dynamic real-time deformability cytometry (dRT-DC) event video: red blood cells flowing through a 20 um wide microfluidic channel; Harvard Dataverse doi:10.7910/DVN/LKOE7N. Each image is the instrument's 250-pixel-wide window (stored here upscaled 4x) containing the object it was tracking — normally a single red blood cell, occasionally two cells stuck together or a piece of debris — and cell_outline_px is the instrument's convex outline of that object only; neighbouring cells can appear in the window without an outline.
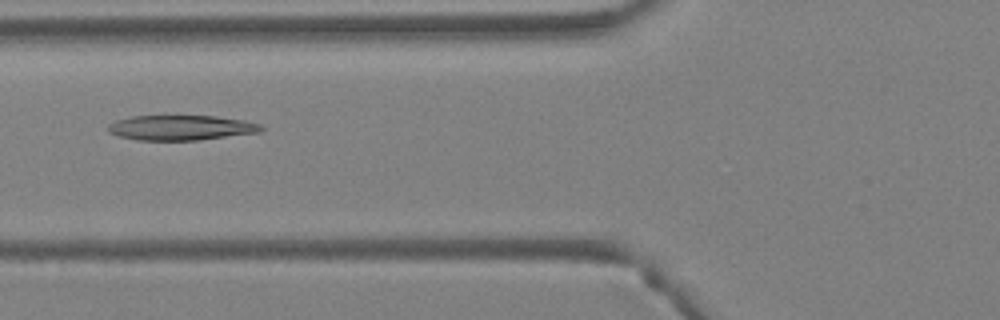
{"species": "Egyptian fruit bat (a non-hibernating species)", "species_latin": "Rousettus aegyptiacus", "temperature_condition": "warm", "stored_images_in_passage": 5, "camera_frame_rate_fps": 3000, "um_per_image_px": 0.085, "animal": {"sex": "female"}, "frame": {"image": 1, "passage_image": 5, "time_ms": 1.333, "image_size_px": [1000, 320], "cell_outline_px": [[264, 128], [260, 132], [196, 140], [136, 140], [120, 136], [108, 132], [108, 124], [116, 120], [132, 116], [216, 116], [244, 120], [260, 124]], "centroid_in_image_um": [15.37, 10.85], "position_along_channel_um": 110.4, "area_um2": 22.2}}